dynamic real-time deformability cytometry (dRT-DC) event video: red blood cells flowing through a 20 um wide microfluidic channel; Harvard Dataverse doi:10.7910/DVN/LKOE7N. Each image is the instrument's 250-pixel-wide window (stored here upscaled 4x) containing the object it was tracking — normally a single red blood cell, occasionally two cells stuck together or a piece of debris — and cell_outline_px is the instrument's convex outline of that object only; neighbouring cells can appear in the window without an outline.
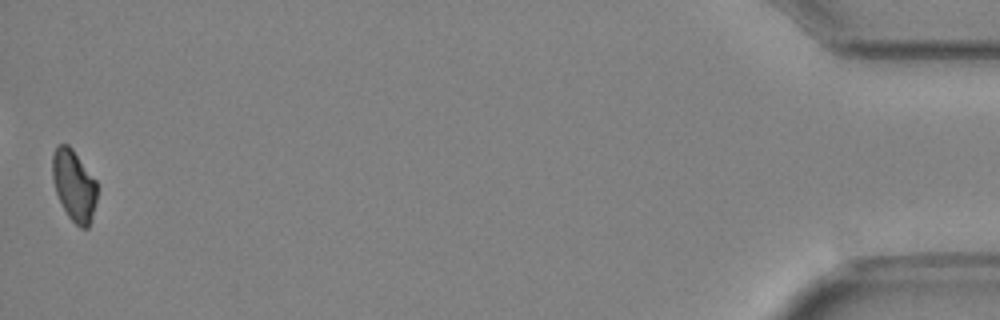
{"species": "Egyptian fruit bat (a non-hibernating species)", "species_latin": "Rousettus aegyptiacus", "temperature_condition": "cold", "stored_images_in_passage": 46, "camera_frame_rate_fps": 3000, "um_per_image_px": 0.085, "animal": {"sex": "female"}, "frame": {"image": 1, "passage_image": 46, "time_ms": 15.0, "image_size_px": [1000, 320], "cell_outline_px": [[96, 200], [92, 216], [88, 228], [80, 228], [68, 216], [56, 192], [52, 180], [52, 156], [56, 148], [60, 144], [68, 144], [72, 148], [96, 180]], "centroid_in_image_um": [6.28, 15.75], "position_along_channel_um": 428.9, "area_um2": 18.32}}